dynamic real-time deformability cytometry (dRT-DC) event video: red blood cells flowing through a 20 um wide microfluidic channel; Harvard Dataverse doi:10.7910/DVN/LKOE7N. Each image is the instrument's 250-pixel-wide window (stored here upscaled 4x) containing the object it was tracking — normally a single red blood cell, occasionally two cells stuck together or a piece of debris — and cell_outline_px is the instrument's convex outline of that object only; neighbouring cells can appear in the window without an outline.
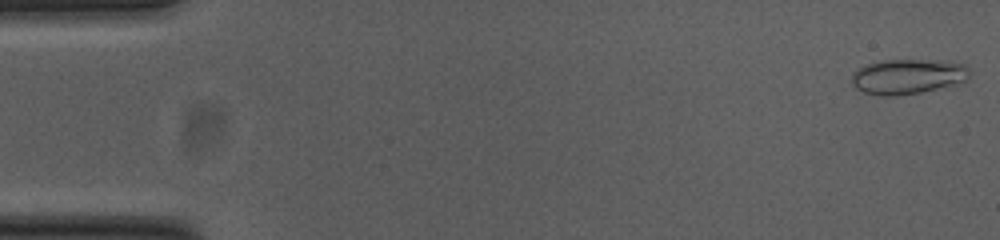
{"species": "common noctule bat (a hibernating species)", "species_latin": "Nyctalus noctula", "temperature_condition": "cold", "stored_images_in_passage": 53, "camera_frame_rate_fps": 3000, "um_per_image_px": 0.085, "animal": {"sex": "female", "body_mass_g": 23.0, "forearm_length_mm": 53.4}, "frame": {"image": 1, "passage_image": 1, "time_ms": 0.0, "image_size_px": [1000, 240], "cell_outline_px": [[972, 72], [968, 80], [960, 84], [920, 92], [896, 96], [876, 96], [864, 92], [856, 88], [852, 84], [852, 72], [868, 64], [884, 60], [948, 60], [964, 64]], "centroid_in_image_um": [77.23, 6.51], "position_along_channel_um": 7.8, "area_um2": 24.51}}
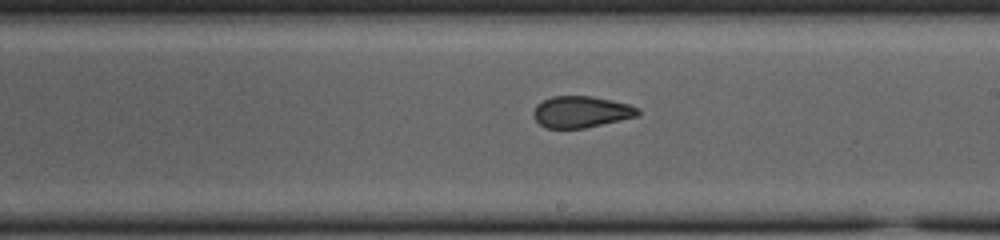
{"frame": {"image": 2, "passage_image": 30, "time_ms": 9.667, "image_size_px": [1000, 240], "cell_outline_px": [[640, 112], [636, 116], [584, 128], [548, 128], [540, 124], [536, 120], [532, 112], [536, 104], [552, 96], [592, 96], [612, 100], [628, 104], [640, 108]], "centroid_in_image_um": [49.38, 9.49], "position_along_channel_um": 239.6, "area_um2": 19.02}}
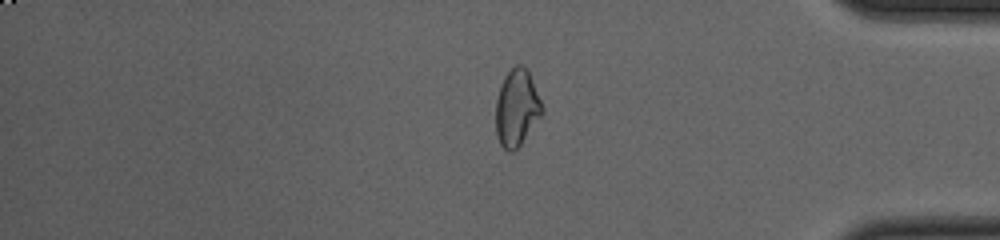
{"frame": {"image": 3, "passage_image": 44, "time_ms": 14.333, "image_size_px": [1000, 240], "cell_outline_px": [[544, 112], [520, 144], [512, 152], [508, 152], [500, 144], [496, 132], [496, 100], [504, 76], [516, 64], [520, 64], [528, 72], [544, 108]], "centroid_in_image_um": [43.92, 9.18], "position_along_channel_um": 391.3, "area_um2": 20.35}, "authors_computed_cell_mechanics": {"area_um2": 20.9236, "velocity_mm_per_s": 3.8032, "shape_relaxation_time_tau1_ms": null, "shape_relaxation_time_tau2_ms": 1.7025, "deformation_change_tau1": null, "deformation_change_tau2": 0.0775}}